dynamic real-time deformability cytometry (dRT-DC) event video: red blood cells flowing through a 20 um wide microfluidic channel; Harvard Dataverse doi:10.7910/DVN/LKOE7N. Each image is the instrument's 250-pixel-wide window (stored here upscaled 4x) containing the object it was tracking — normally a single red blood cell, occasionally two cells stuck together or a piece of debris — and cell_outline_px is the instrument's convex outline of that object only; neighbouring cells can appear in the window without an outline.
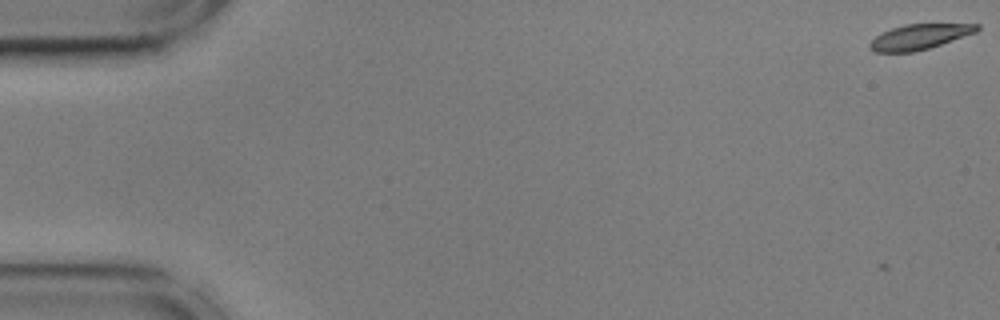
{"species": "common noctule bat (a hibernating species)", "species_latin": "Nyctalus noctula", "temperature_condition": "cold", "stored_images_in_passage": 9, "camera_frame_rate_fps": 3000, "um_per_image_px": 0.085, "animal": {"sex": "male", "body_mass_g": 17.9, "forearm_length_mm": 54.2}, "frame": {"image": 1, "passage_image": 1, "time_ms": 0.0, "image_size_px": [1000, 320], "cell_outline_px": [[980, 28], [976, 32], [928, 48], [912, 52], [876, 52], [868, 48], [868, 44], [880, 32], [904, 24], [980, 24]], "centroid_in_image_um": [78.1, 3.12], "position_along_channel_um": 6.9, "area_um2": 15.61}}